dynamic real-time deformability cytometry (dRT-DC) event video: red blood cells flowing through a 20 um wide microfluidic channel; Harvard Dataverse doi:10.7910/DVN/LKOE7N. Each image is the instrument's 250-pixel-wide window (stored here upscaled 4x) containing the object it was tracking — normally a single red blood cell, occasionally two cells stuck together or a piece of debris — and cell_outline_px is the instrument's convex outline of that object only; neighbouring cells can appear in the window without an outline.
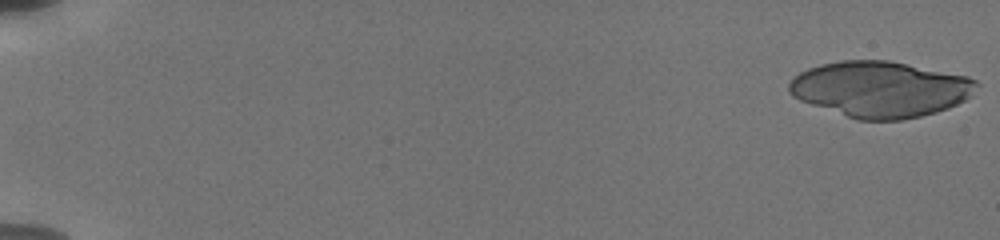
{"species": "human", "species_latin": "Homo sapiens", "temperature_condition": "cold", "stored_images_in_passage": 32, "camera_frame_rate_fps": 3000, "um_per_image_px": 0.085, "donor": {"sex": "male"}, "frame": {"image": 1, "passage_image": 1, "time_ms": 0.0, "image_size_px": [1000, 240], "cell_outline_px": [[980, 84], [972, 96], [948, 108], [936, 112], [920, 116], [900, 120], [856, 120], [800, 100], [792, 96], [788, 92], [788, 84], [800, 72], [808, 68], [820, 64], [840, 60], [888, 60], [968, 76], [976, 80]], "centroid_in_image_um": [74.83, 7.58], "position_along_channel_um": 10.2, "area_um2": 61.21}}
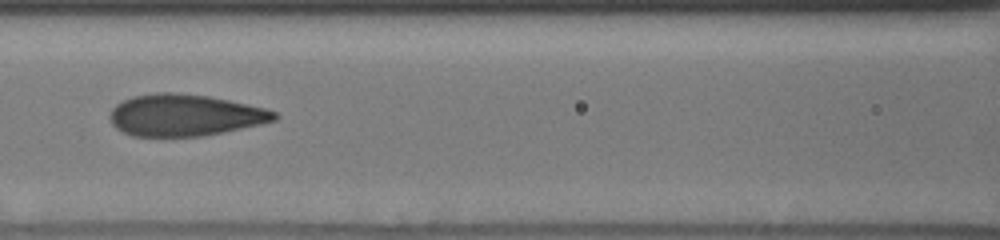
{"frame": {"image": 2, "passage_image": 21, "time_ms": 9.0, "image_size_px": [1000, 240], "cell_outline_px": [[280, 116], [276, 120], [260, 124], [204, 136], [132, 136], [116, 128], [112, 124], [108, 116], [112, 108], [116, 104], [132, 96], [156, 92], [172, 92], [208, 96], [228, 100], [264, 108], [276, 112]], "centroid_in_image_um": [15.68, 9.79], "position_along_channel_um": 150.9, "area_um2": 39.94}}
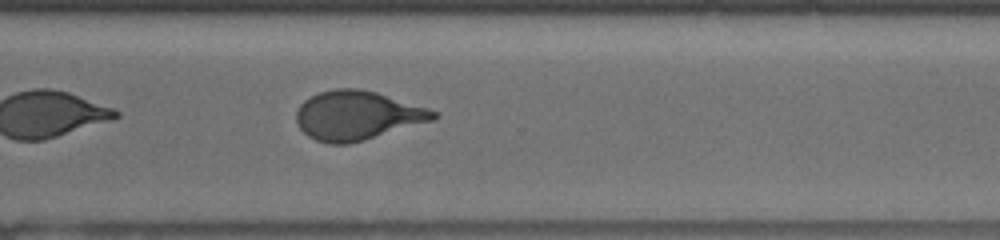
{"frame": {"image": 3, "passage_image": 32, "time_ms": 14.0, "image_size_px": [1000, 240], "cell_outline_px": [[436, 120], [364, 140], [348, 144], [328, 144], [316, 140], [308, 136], [296, 124], [296, 112], [300, 104], [304, 100], [320, 92], [336, 88], [360, 88], [376, 92], [428, 108], [436, 112]], "centroid_in_image_um": [30.35, 9.82], "position_along_channel_um": 340.2, "area_um2": 39.25}}